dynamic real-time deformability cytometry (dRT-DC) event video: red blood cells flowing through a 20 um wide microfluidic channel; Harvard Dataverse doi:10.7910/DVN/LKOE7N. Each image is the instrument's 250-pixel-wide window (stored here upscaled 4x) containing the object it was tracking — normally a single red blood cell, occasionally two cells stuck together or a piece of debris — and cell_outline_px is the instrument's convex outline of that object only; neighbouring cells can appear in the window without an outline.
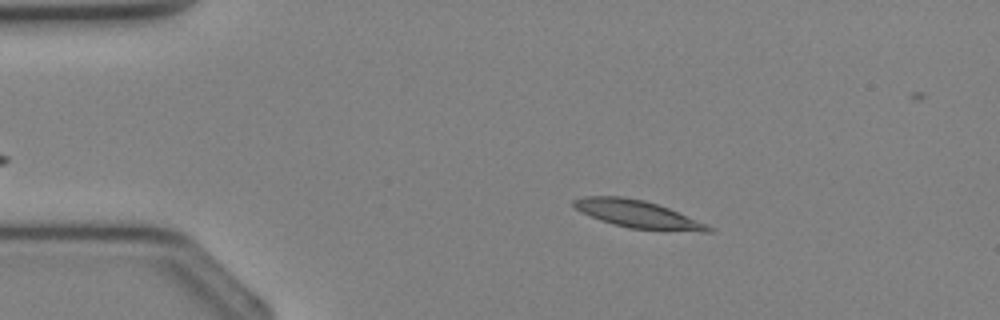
{"species": "Egyptian fruit bat (a non-hibernating species)", "species_latin": "Rousettus aegyptiacus", "temperature_condition": "cold", "stored_images_in_passage": 29, "camera_frame_rate_fps": 3000, "um_per_image_px": 0.085, "animal": {"sex": "female"}, "frame": {"image": 1, "passage_image": 4, "time_ms": 1.0, "image_size_px": [1000, 320], "cell_outline_px": [[712, 232], [704, 232], [628, 228], [600, 220], [580, 212], [572, 204], [572, 200], [584, 196], [624, 196], [644, 200], [668, 208], [704, 224], [712, 228]], "centroid_in_image_um": [54.11, 18.19], "position_along_channel_um": 30.9, "area_um2": 21.21}}
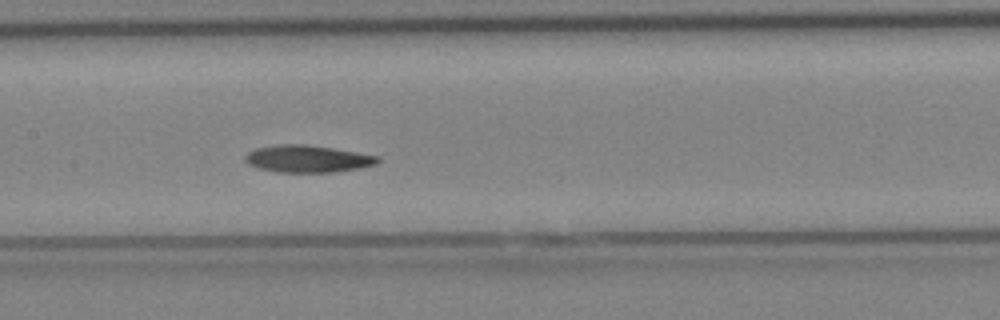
{"frame": {"image": 2, "passage_image": 15, "time_ms": 4.667, "image_size_px": [1000, 320], "cell_outline_px": [[380, 160], [376, 164], [360, 168], [336, 172], [276, 172], [260, 168], [248, 164], [244, 160], [244, 156], [248, 152], [256, 148], [276, 144], [304, 144], [332, 148], [380, 156]], "centroid_in_image_um": [26.14, 13.5], "position_along_channel_um": 181.3, "area_um2": 21.04}}
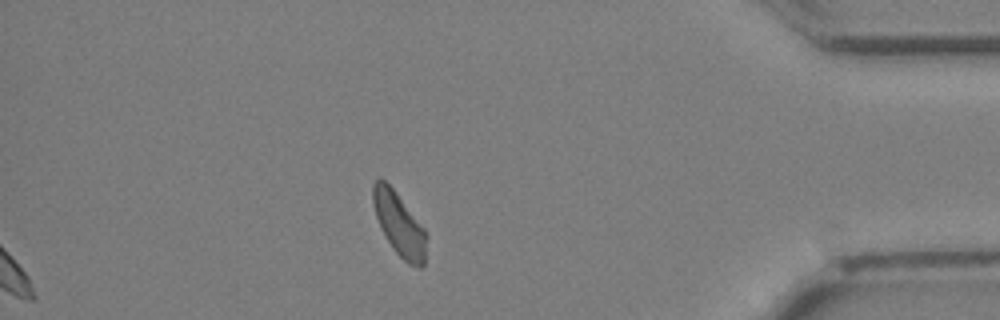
{"frame": {"image": 3, "passage_image": 29, "time_ms": 9.333, "image_size_px": [1000, 320], "cell_outline_px": [[428, 236], [424, 264], [420, 268], [416, 268], [408, 264], [392, 248], [376, 216], [372, 204], [372, 184], [380, 176], [396, 192], [424, 228]], "centroid_in_image_um": [33.95, 19.06], "position_along_channel_um": 401.3, "area_um2": 19.65}}